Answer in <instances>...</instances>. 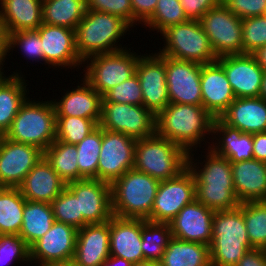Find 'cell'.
<instances>
[{
  "instance_id": "1",
  "label": "cell",
  "mask_w": 266,
  "mask_h": 266,
  "mask_svg": "<svg viewBox=\"0 0 266 266\" xmlns=\"http://www.w3.org/2000/svg\"><path fill=\"white\" fill-rule=\"evenodd\" d=\"M206 150V160L202 163L194 159L196 153L193 151L188 154V168L194 174L196 200L214 211L238 208L241 203L233 186L231 162L210 148Z\"/></svg>"
},
{
  "instance_id": "2",
  "label": "cell",
  "mask_w": 266,
  "mask_h": 266,
  "mask_svg": "<svg viewBox=\"0 0 266 266\" xmlns=\"http://www.w3.org/2000/svg\"><path fill=\"white\" fill-rule=\"evenodd\" d=\"M214 120L202 105L169 103L156 115V134L189 153L202 148L200 144L213 135Z\"/></svg>"
},
{
  "instance_id": "3",
  "label": "cell",
  "mask_w": 266,
  "mask_h": 266,
  "mask_svg": "<svg viewBox=\"0 0 266 266\" xmlns=\"http://www.w3.org/2000/svg\"><path fill=\"white\" fill-rule=\"evenodd\" d=\"M129 30L132 27L121 17L86 9L75 30L76 49L80 59L84 62L98 54L127 48L118 42Z\"/></svg>"
},
{
  "instance_id": "4",
  "label": "cell",
  "mask_w": 266,
  "mask_h": 266,
  "mask_svg": "<svg viewBox=\"0 0 266 266\" xmlns=\"http://www.w3.org/2000/svg\"><path fill=\"white\" fill-rule=\"evenodd\" d=\"M250 249L243 203L233 210L215 211L209 246L211 266H236Z\"/></svg>"
},
{
  "instance_id": "5",
  "label": "cell",
  "mask_w": 266,
  "mask_h": 266,
  "mask_svg": "<svg viewBox=\"0 0 266 266\" xmlns=\"http://www.w3.org/2000/svg\"><path fill=\"white\" fill-rule=\"evenodd\" d=\"M159 182L135 169L126 171L111 184L113 215L146 220L151 215Z\"/></svg>"
},
{
  "instance_id": "6",
  "label": "cell",
  "mask_w": 266,
  "mask_h": 266,
  "mask_svg": "<svg viewBox=\"0 0 266 266\" xmlns=\"http://www.w3.org/2000/svg\"><path fill=\"white\" fill-rule=\"evenodd\" d=\"M4 137L45 151L56 140V112L52 100L37 101L28 97Z\"/></svg>"
},
{
  "instance_id": "7",
  "label": "cell",
  "mask_w": 266,
  "mask_h": 266,
  "mask_svg": "<svg viewBox=\"0 0 266 266\" xmlns=\"http://www.w3.org/2000/svg\"><path fill=\"white\" fill-rule=\"evenodd\" d=\"M188 154L183 147L154 134L136 140L133 169L159 181L172 179L188 167Z\"/></svg>"
},
{
  "instance_id": "8",
  "label": "cell",
  "mask_w": 266,
  "mask_h": 266,
  "mask_svg": "<svg viewBox=\"0 0 266 266\" xmlns=\"http://www.w3.org/2000/svg\"><path fill=\"white\" fill-rule=\"evenodd\" d=\"M161 36L164 46L158 54L177 60H185L198 64L215 62L209 38L205 34L200 21H190L173 25L165 29Z\"/></svg>"
},
{
  "instance_id": "9",
  "label": "cell",
  "mask_w": 266,
  "mask_h": 266,
  "mask_svg": "<svg viewBox=\"0 0 266 266\" xmlns=\"http://www.w3.org/2000/svg\"><path fill=\"white\" fill-rule=\"evenodd\" d=\"M128 49L98 54L83 62L82 67L85 69L83 79L101 96L136 74L141 54L138 55L134 50L131 52V49Z\"/></svg>"
},
{
  "instance_id": "10",
  "label": "cell",
  "mask_w": 266,
  "mask_h": 266,
  "mask_svg": "<svg viewBox=\"0 0 266 266\" xmlns=\"http://www.w3.org/2000/svg\"><path fill=\"white\" fill-rule=\"evenodd\" d=\"M217 58L242 54V19L221 1L200 20Z\"/></svg>"
},
{
  "instance_id": "11",
  "label": "cell",
  "mask_w": 266,
  "mask_h": 266,
  "mask_svg": "<svg viewBox=\"0 0 266 266\" xmlns=\"http://www.w3.org/2000/svg\"><path fill=\"white\" fill-rule=\"evenodd\" d=\"M99 126L138 140L156 134V115L143 105L102 102Z\"/></svg>"
},
{
  "instance_id": "12",
  "label": "cell",
  "mask_w": 266,
  "mask_h": 266,
  "mask_svg": "<svg viewBox=\"0 0 266 266\" xmlns=\"http://www.w3.org/2000/svg\"><path fill=\"white\" fill-rule=\"evenodd\" d=\"M195 199L194 174L187 167L178 176L159 182L151 215L146 220L169 223L185 205Z\"/></svg>"
},
{
  "instance_id": "13",
  "label": "cell",
  "mask_w": 266,
  "mask_h": 266,
  "mask_svg": "<svg viewBox=\"0 0 266 266\" xmlns=\"http://www.w3.org/2000/svg\"><path fill=\"white\" fill-rule=\"evenodd\" d=\"M136 139L102 129V145L98 161V180L112 184L133 169Z\"/></svg>"
},
{
  "instance_id": "14",
  "label": "cell",
  "mask_w": 266,
  "mask_h": 266,
  "mask_svg": "<svg viewBox=\"0 0 266 266\" xmlns=\"http://www.w3.org/2000/svg\"><path fill=\"white\" fill-rule=\"evenodd\" d=\"M66 187L79 200L82 228L87 224L108 222L112 216L111 184L98 179L71 181Z\"/></svg>"
},
{
  "instance_id": "15",
  "label": "cell",
  "mask_w": 266,
  "mask_h": 266,
  "mask_svg": "<svg viewBox=\"0 0 266 266\" xmlns=\"http://www.w3.org/2000/svg\"><path fill=\"white\" fill-rule=\"evenodd\" d=\"M44 151L37 146L0 137V184L18 187L30 170L42 159Z\"/></svg>"
},
{
  "instance_id": "16",
  "label": "cell",
  "mask_w": 266,
  "mask_h": 266,
  "mask_svg": "<svg viewBox=\"0 0 266 266\" xmlns=\"http://www.w3.org/2000/svg\"><path fill=\"white\" fill-rule=\"evenodd\" d=\"M151 54H142L139 57L136 75L142 90V105L157 115L170 102L166 83L165 56L157 52Z\"/></svg>"
},
{
  "instance_id": "17",
  "label": "cell",
  "mask_w": 266,
  "mask_h": 266,
  "mask_svg": "<svg viewBox=\"0 0 266 266\" xmlns=\"http://www.w3.org/2000/svg\"><path fill=\"white\" fill-rule=\"evenodd\" d=\"M202 64L165 56L166 83L170 103L202 105Z\"/></svg>"
},
{
  "instance_id": "18",
  "label": "cell",
  "mask_w": 266,
  "mask_h": 266,
  "mask_svg": "<svg viewBox=\"0 0 266 266\" xmlns=\"http://www.w3.org/2000/svg\"><path fill=\"white\" fill-rule=\"evenodd\" d=\"M44 52V64L52 68H80L83 61L76 49L75 30L64 26L42 25L37 29ZM80 66V67H79Z\"/></svg>"
},
{
  "instance_id": "19",
  "label": "cell",
  "mask_w": 266,
  "mask_h": 266,
  "mask_svg": "<svg viewBox=\"0 0 266 266\" xmlns=\"http://www.w3.org/2000/svg\"><path fill=\"white\" fill-rule=\"evenodd\" d=\"M78 230L55 221L48 232L30 247L31 264H60L74 258Z\"/></svg>"
},
{
  "instance_id": "20",
  "label": "cell",
  "mask_w": 266,
  "mask_h": 266,
  "mask_svg": "<svg viewBox=\"0 0 266 266\" xmlns=\"http://www.w3.org/2000/svg\"><path fill=\"white\" fill-rule=\"evenodd\" d=\"M216 61L223 67L236 98L260 97L264 70L252 54L222 56Z\"/></svg>"
},
{
  "instance_id": "21",
  "label": "cell",
  "mask_w": 266,
  "mask_h": 266,
  "mask_svg": "<svg viewBox=\"0 0 266 266\" xmlns=\"http://www.w3.org/2000/svg\"><path fill=\"white\" fill-rule=\"evenodd\" d=\"M214 212L195 199L169 222L172 237L210 246Z\"/></svg>"
},
{
  "instance_id": "22",
  "label": "cell",
  "mask_w": 266,
  "mask_h": 266,
  "mask_svg": "<svg viewBox=\"0 0 266 266\" xmlns=\"http://www.w3.org/2000/svg\"><path fill=\"white\" fill-rule=\"evenodd\" d=\"M200 85L202 106L219 118L236 99L223 67L217 62L203 64Z\"/></svg>"
},
{
  "instance_id": "23",
  "label": "cell",
  "mask_w": 266,
  "mask_h": 266,
  "mask_svg": "<svg viewBox=\"0 0 266 266\" xmlns=\"http://www.w3.org/2000/svg\"><path fill=\"white\" fill-rule=\"evenodd\" d=\"M141 244V219L113 215L110 219V255L136 264L144 261Z\"/></svg>"
},
{
  "instance_id": "24",
  "label": "cell",
  "mask_w": 266,
  "mask_h": 266,
  "mask_svg": "<svg viewBox=\"0 0 266 266\" xmlns=\"http://www.w3.org/2000/svg\"><path fill=\"white\" fill-rule=\"evenodd\" d=\"M82 83L71 91H66L61 100L51 99L56 116H76L94 120L98 125L101 120L102 96L83 78ZM82 85V86H81Z\"/></svg>"
},
{
  "instance_id": "25",
  "label": "cell",
  "mask_w": 266,
  "mask_h": 266,
  "mask_svg": "<svg viewBox=\"0 0 266 266\" xmlns=\"http://www.w3.org/2000/svg\"><path fill=\"white\" fill-rule=\"evenodd\" d=\"M110 220L87 224L77 232L74 258L83 266H102L110 256Z\"/></svg>"
},
{
  "instance_id": "26",
  "label": "cell",
  "mask_w": 266,
  "mask_h": 266,
  "mask_svg": "<svg viewBox=\"0 0 266 266\" xmlns=\"http://www.w3.org/2000/svg\"><path fill=\"white\" fill-rule=\"evenodd\" d=\"M18 188L28 201L51 203L66 188V183L43 156Z\"/></svg>"
},
{
  "instance_id": "27",
  "label": "cell",
  "mask_w": 266,
  "mask_h": 266,
  "mask_svg": "<svg viewBox=\"0 0 266 266\" xmlns=\"http://www.w3.org/2000/svg\"><path fill=\"white\" fill-rule=\"evenodd\" d=\"M210 148L215 154L227 158L231 163L253 159V139L252 134L243 133L239 129L225 124L220 118H215L213 122ZM218 136V137H216ZM219 138V139H218ZM217 140V141H216Z\"/></svg>"
},
{
  "instance_id": "28",
  "label": "cell",
  "mask_w": 266,
  "mask_h": 266,
  "mask_svg": "<svg viewBox=\"0 0 266 266\" xmlns=\"http://www.w3.org/2000/svg\"><path fill=\"white\" fill-rule=\"evenodd\" d=\"M219 118L243 133L266 132V100L261 97L236 98Z\"/></svg>"
},
{
  "instance_id": "29",
  "label": "cell",
  "mask_w": 266,
  "mask_h": 266,
  "mask_svg": "<svg viewBox=\"0 0 266 266\" xmlns=\"http://www.w3.org/2000/svg\"><path fill=\"white\" fill-rule=\"evenodd\" d=\"M233 186L240 203L266 201V162L257 159L231 163Z\"/></svg>"
},
{
  "instance_id": "30",
  "label": "cell",
  "mask_w": 266,
  "mask_h": 266,
  "mask_svg": "<svg viewBox=\"0 0 266 266\" xmlns=\"http://www.w3.org/2000/svg\"><path fill=\"white\" fill-rule=\"evenodd\" d=\"M0 21L7 35L37 30L42 25V0H0Z\"/></svg>"
},
{
  "instance_id": "31",
  "label": "cell",
  "mask_w": 266,
  "mask_h": 266,
  "mask_svg": "<svg viewBox=\"0 0 266 266\" xmlns=\"http://www.w3.org/2000/svg\"><path fill=\"white\" fill-rule=\"evenodd\" d=\"M20 73L14 71L0 80V136L9 130L19 108L28 98L27 80Z\"/></svg>"
},
{
  "instance_id": "32",
  "label": "cell",
  "mask_w": 266,
  "mask_h": 266,
  "mask_svg": "<svg viewBox=\"0 0 266 266\" xmlns=\"http://www.w3.org/2000/svg\"><path fill=\"white\" fill-rule=\"evenodd\" d=\"M160 264L161 266H211L209 246L172 237Z\"/></svg>"
},
{
  "instance_id": "33",
  "label": "cell",
  "mask_w": 266,
  "mask_h": 266,
  "mask_svg": "<svg viewBox=\"0 0 266 266\" xmlns=\"http://www.w3.org/2000/svg\"><path fill=\"white\" fill-rule=\"evenodd\" d=\"M55 222L50 203L26 200L19 236L31 247Z\"/></svg>"
},
{
  "instance_id": "34",
  "label": "cell",
  "mask_w": 266,
  "mask_h": 266,
  "mask_svg": "<svg viewBox=\"0 0 266 266\" xmlns=\"http://www.w3.org/2000/svg\"><path fill=\"white\" fill-rule=\"evenodd\" d=\"M86 12V0H42V23L76 30Z\"/></svg>"
},
{
  "instance_id": "35",
  "label": "cell",
  "mask_w": 266,
  "mask_h": 266,
  "mask_svg": "<svg viewBox=\"0 0 266 266\" xmlns=\"http://www.w3.org/2000/svg\"><path fill=\"white\" fill-rule=\"evenodd\" d=\"M25 202L18 187L0 190V235H19Z\"/></svg>"
},
{
  "instance_id": "36",
  "label": "cell",
  "mask_w": 266,
  "mask_h": 266,
  "mask_svg": "<svg viewBox=\"0 0 266 266\" xmlns=\"http://www.w3.org/2000/svg\"><path fill=\"white\" fill-rule=\"evenodd\" d=\"M45 159L67 184L79 180L78 152L76 145L55 140L45 151Z\"/></svg>"
},
{
  "instance_id": "37",
  "label": "cell",
  "mask_w": 266,
  "mask_h": 266,
  "mask_svg": "<svg viewBox=\"0 0 266 266\" xmlns=\"http://www.w3.org/2000/svg\"><path fill=\"white\" fill-rule=\"evenodd\" d=\"M141 238L144 260L160 262L172 238L170 225L141 219Z\"/></svg>"
},
{
  "instance_id": "38",
  "label": "cell",
  "mask_w": 266,
  "mask_h": 266,
  "mask_svg": "<svg viewBox=\"0 0 266 266\" xmlns=\"http://www.w3.org/2000/svg\"><path fill=\"white\" fill-rule=\"evenodd\" d=\"M102 145V128L98 126L80 143L78 152L79 180L98 179V161Z\"/></svg>"
},
{
  "instance_id": "39",
  "label": "cell",
  "mask_w": 266,
  "mask_h": 266,
  "mask_svg": "<svg viewBox=\"0 0 266 266\" xmlns=\"http://www.w3.org/2000/svg\"><path fill=\"white\" fill-rule=\"evenodd\" d=\"M243 216L250 245L266 249V201L243 202Z\"/></svg>"
},
{
  "instance_id": "40",
  "label": "cell",
  "mask_w": 266,
  "mask_h": 266,
  "mask_svg": "<svg viewBox=\"0 0 266 266\" xmlns=\"http://www.w3.org/2000/svg\"><path fill=\"white\" fill-rule=\"evenodd\" d=\"M98 126L92 119L76 116H56V140L76 145Z\"/></svg>"
},
{
  "instance_id": "41",
  "label": "cell",
  "mask_w": 266,
  "mask_h": 266,
  "mask_svg": "<svg viewBox=\"0 0 266 266\" xmlns=\"http://www.w3.org/2000/svg\"><path fill=\"white\" fill-rule=\"evenodd\" d=\"M187 21L179 0H158L153 15L144 25L161 34L168 27Z\"/></svg>"
},
{
  "instance_id": "42",
  "label": "cell",
  "mask_w": 266,
  "mask_h": 266,
  "mask_svg": "<svg viewBox=\"0 0 266 266\" xmlns=\"http://www.w3.org/2000/svg\"><path fill=\"white\" fill-rule=\"evenodd\" d=\"M55 221L82 228V214H79V200L66 187L51 203Z\"/></svg>"
},
{
  "instance_id": "43",
  "label": "cell",
  "mask_w": 266,
  "mask_h": 266,
  "mask_svg": "<svg viewBox=\"0 0 266 266\" xmlns=\"http://www.w3.org/2000/svg\"><path fill=\"white\" fill-rule=\"evenodd\" d=\"M21 50L24 58L35 62H44V52L37 30L17 31L7 35V53L16 48Z\"/></svg>"
},
{
  "instance_id": "44",
  "label": "cell",
  "mask_w": 266,
  "mask_h": 266,
  "mask_svg": "<svg viewBox=\"0 0 266 266\" xmlns=\"http://www.w3.org/2000/svg\"><path fill=\"white\" fill-rule=\"evenodd\" d=\"M266 45V16L242 19V54H252Z\"/></svg>"
},
{
  "instance_id": "45",
  "label": "cell",
  "mask_w": 266,
  "mask_h": 266,
  "mask_svg": "<svg viewBox=\"0 0 266 266\" xmlns=\"http://www.w3.org/2000/svg\"><path fill=\"white\" fill-rule=\"evenodd\" d=\"M12 262L29 265L30 247L19 235H0V266H12Z\"/></svg>"
},
{
  "instance_id": "46",
  "label": "cell",
  "mask_w": 266,
  "mask_h": 266,
  "mask_svg": "<svg viewBox=\"0 0 266 266\" xmlns=\"http://www.w3.org/2000/svg\"><path fill=\"white\" fill-rule=\"evenodd\" d=\"M102 102L142 105L143 96L138 76L135 74L130 79L111 88L102 96Z\"/></svg>"
},
{
  "instance_id": "47",
  "label": "cell",
  "mask_w": 266,
  "mask_h": 266,
  "mask_svg": "<svg viewBox=\"0 0 266 266\" xmlns=\"http://www.w3.org/2000/svg\"><path fill=\"white\" fill-rule=\"evenodd\" d=\"M86 9L116 15L134 28L131 0H86Z\"/></svg>"
},
{
  "instance_id": "48",
  "label": "cell",
  "mask_w": 266,
  "mask_h": 266,
  "mask_svg": "<svg viewBox=\"0 0 266 266\" xmlns=\"http://www.w3.org/2000/svg\"><path fill=\"white\" fill-rule=\"evenodd\" d=\"M221 2L241 19L263 16L266 10V0H221Z\"/></svg>"
},
{
  "instance_id": "49",
  "label": "cell",
  "mask_w": 266,
  "mask_h": 266,
  "mask_svg": "<svg viewBox=\"0 0 266 266\" xmlns=\"http://www.w3.org/2000/svg\"><path fill=\"white\" fill-rule=\"evenodd\" d=\"M221 0H179L187 20L200 21L202 16Z\"/></svg>"
},
{
  "instance_id": "50",
  "label": "cell",
  "mask_w": 266,
  "mask_h": 266,
  "mask_svg": "<svg viewBox=\"0 0 266 266\" xmlns=\"http://www.w3.org/2000/svg\"><path fill=\"white\" fill-rule=\"evenodd\" d=\"M158 0H131L133 26L142 25L153 15Z\"/></svg>"
},
{
  "instance_id": "51",
  "label": "cell",
  "mask_w": 266,
  "mask_h": 266,
  "mask_svg": "<svg viewBox=\"0 0 266 266\" xmlns=\"http://www.w3.org/2000/svg\"><path fill=\"white\" fill-rule=\"evenodd\" d=\"M236 266H266V249L248 250Z\"/></svg>"
},
{
  "instance_id": "52",
  "label": "cell",
  "mask_w": 266,
  "mask_h": 266,
  "mask_svg": "<svg viewBox=\"0 0 266 266\" xmlns=\"http://www.w3.org/2000/svg\"><path fill=\"white\" fill-rule=\"evenodd\" d=\"M253 139V159L266 162V132L252 134Z\"/></svg>"
},
{
  "instance_id": "53",
  "label": "cell",
  "mask_w": 266,
  "mask_h": 266,
  "mask_svg": "<svg viewBox=\"0 0 266 266\" xmlns=\"http://www.w3.org/2000/svg\"><path fill=\"white\" fill-rule=\"evenodd\" d=\"M7 55V34L0 21V70H3L5 59H8Z\"/></svg>"
},
{
  "instance_id": "54",
  "label": "cell",
  "mask_w": 266,
  "mask_h": 266,
  "mask_svg": "<svg viewBox=\"0 0 266 266\" xmlns=\"http://www.w3.org/2000/svg\"><path fill=\"white\" fill-rule=\"evenodd\" d=\"M102 266H133V264L123 258L116 256H109L102 264Z\"/></svg>"
},
{
  "instance_id": "55",
  "label": "cell",
  "mask_w": 266,
  "mask_h": 266,
  "mask_svg": "<svg viewBox=\"0 0 266 266\" xmlns=\"http://www.w3.org/2000/svg\"><path fill=\"white\" fill-rule=\"evenodd\" d=\"M252 55L257 60L261 68L266 71V45L258 48Z\"/></svg>"
},
{
  "instance_id": "56",
  "label": "cell",
  "mask_w": 266,
  "mask_h": 266,
  "mask_svg": "<svg viewBox=\"0 0 266 266\" xmlns=\"http://www.w3.org/2000/svg\"><path fill=\"white\" fill-rule=\"evenodd\" d=\"M260 97L262 99L266 100V71H264V73H263Z\"/></svg>"
},
{
  "instance_id": "57",
  "label": "cell",
  "mask_w": 266,
  "mask_h": 266,
  "mask_svg": "<svg viewBox=\"0 0 266 266\" xmlns=\"http://www.w3.org/2000/svg\"><path fill=\"white\" fill-rule=\"evenodd\" d=\"M133 266H161V264L160 262L157 261L144 260L136 264H133Z\"/></svg>"
},
{
  "instance_id": "58",
  "label": "cell",
  "mask_w": 266,
  "mask_h": 266,
  "mask_svg": "<svg viewBox=\"0 0 266 266\" xmlns=\"http://www.w3.org/2000/svg\"><path fill=\"white\" fill-rule=\"evenodd\" d=\"M62 266H83L78 263L75 259H69L61 263Z\"/></svg>"
},
{
  "instance_id": "59",
  "label": "cell",
  "mask_w": 266,
  "mask_h": 266,
  "mask_svg": "<svg viewBox=\"0 0 266 266\" xmlns=\"http://www.w3.org/2000/svg\"><path fill=\"white\" fill-rule=\"evenodd\" d=\"M37 266H62L61 263L60 264H55V263H52V264H35Z\"/></svg>"
},
{
  "instance_id": "60",
  "label": "cell",
  "mask_w": 266,
  "mask_h": 266,
  "mask_svg": "<svg viewBox=\"0 0 266 266\" xmlns=\"http://www.w3.org/2000/svg\"><path fill=\"white\" fill-rule=\"evenodd\" d=\"M5 76L3 70H0V80Z\"/></svg>"
}]
</instances>
